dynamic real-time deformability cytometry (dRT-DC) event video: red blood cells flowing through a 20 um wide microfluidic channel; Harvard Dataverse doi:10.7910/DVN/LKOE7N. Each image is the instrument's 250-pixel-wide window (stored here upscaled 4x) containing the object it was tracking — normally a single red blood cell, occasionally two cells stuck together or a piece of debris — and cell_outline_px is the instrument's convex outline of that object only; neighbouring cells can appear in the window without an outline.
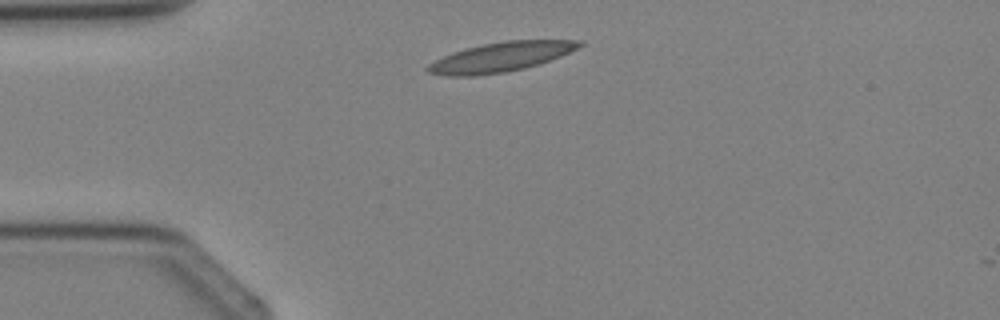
{"species": "Egyptian fruit bat (a non-hibernating species)", "species_latin": "Rousettus aegyptiacus", "temperature_condition": "cold", "stored_images_in_passage": 1, "camera_frame_rate_fps": 3000, "um_per_image_px": 0.085, "animal": {"sex": "female"}, "frame": {"image": 1, "passage_image": 1, "time_ms": 0.0, "image_size_px": [1000, 320], "cell_outline_px": [[584, 44], [560, 56], [524, 68], [504, 72], [476, 76], [448, 76], [428, 72], [424, 68], [428, 64], [452, 52], [480, 44], [504, 40], [584, 40]], "centroid_in_image_um": [42.52, 4.84], "position_along_channel_um": 42.5, "area_um2": 25.89}}